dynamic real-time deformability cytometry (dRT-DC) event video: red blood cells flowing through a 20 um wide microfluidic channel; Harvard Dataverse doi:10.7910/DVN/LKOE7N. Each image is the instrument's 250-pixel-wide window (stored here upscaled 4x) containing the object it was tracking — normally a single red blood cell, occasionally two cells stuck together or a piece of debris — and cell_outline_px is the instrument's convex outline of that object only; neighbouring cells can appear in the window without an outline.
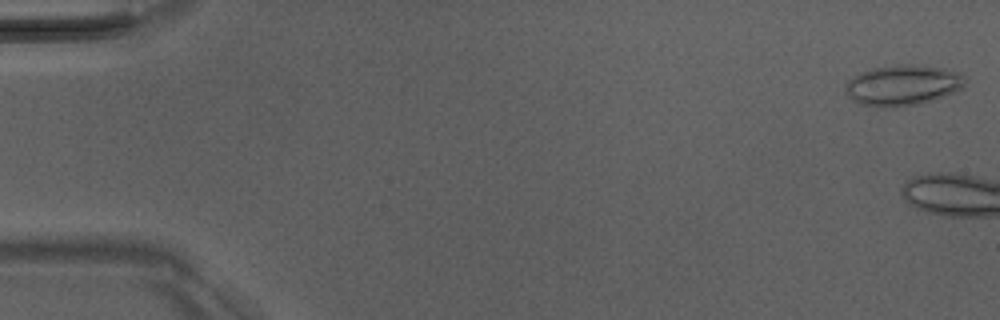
{"species": "Egyptian fruit bat (a non-hibernating species)", "species_latin": "Rousettus aegyptiacus", "temperature_condition": "room temperature", "stored_images_in_passage": 10, "camera_frame_rate_fps": 3000, "um_per_image_px": 0.085, "animal": {"sex": "male"}, "frame": {"image": 1, "passage_image": 1, "time_ms": 0.0, "image_size_px": [1000, 320], "cell_outline_px": [[964, 84], [960, 88], [944, 96], [920, 104], [892, 108], [880, 108], [860, 104], [852, 100], [844, 92], [844, 84], [852, 76], [860, 72], [872, 68], [896, 64], [912, 64], [944, 68], [960, 72], [964, 76]], "centroid_in_image_um": [76.66, 7.25], "position_along_channel_um": 8.3, "area_um2": 28.73}}